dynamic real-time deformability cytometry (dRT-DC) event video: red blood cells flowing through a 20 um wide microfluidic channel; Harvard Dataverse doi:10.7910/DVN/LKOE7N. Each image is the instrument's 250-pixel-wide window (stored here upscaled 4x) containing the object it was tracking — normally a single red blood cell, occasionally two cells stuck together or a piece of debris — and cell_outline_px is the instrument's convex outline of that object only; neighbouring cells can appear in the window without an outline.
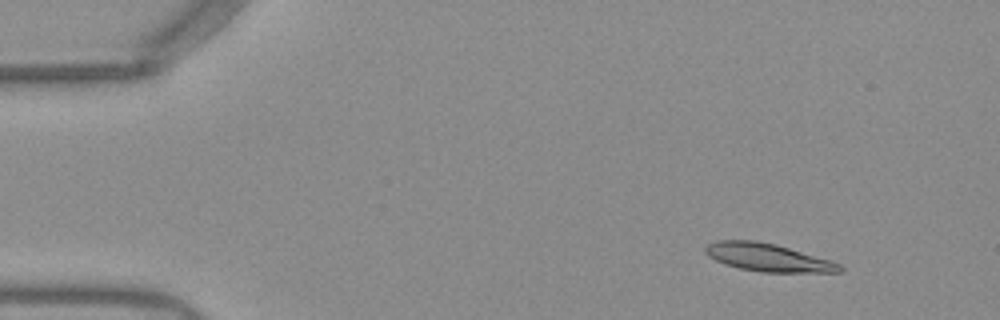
{"species": "Egyptian fruit bat (a non-hibernating species)", "species_latin": "Rousettus aegyptiacus", "temperature_condition": "warm", "stored_images_in_passage": 52, "camera_frame_rate_fps": 3000, "um_per_image_px": 0.085, "frame": {"image": 1, "passage_image": 6, "time_ms": 1.667, "image_size_px": [1000, 320], "cell_outline_px": [[844, 268], [840, 272], [760, 272], [740, 268], [724, 264], [708, 256], [704, 252], [704, 248], [708, 244], [716, 240], [756, 240], [776, 244], [828, 260], [840, 264]], "centroid_in_image_um": [65.21, 21.88], "position_along_channel_um": 19.8, "area_um2": 21.68}}
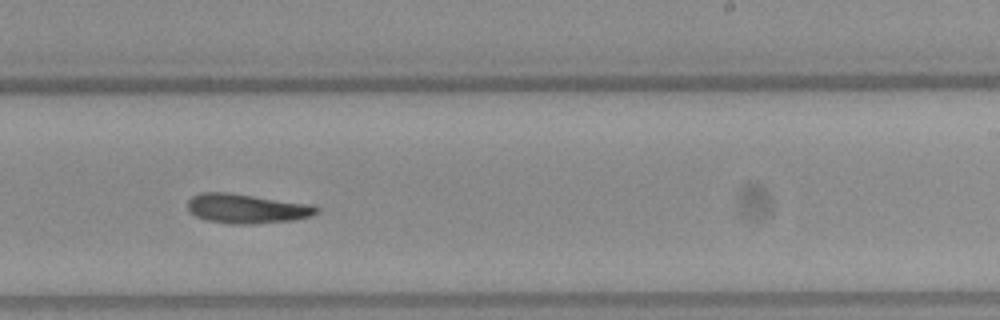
{"frame": {"image": 2, "passage_image": 32, "time_ms": 10.333, "image_size_px": [1000, 320], "cell_outline_px": [[320, 212], [296, 220], [252, 224], [232, 224], [208, 220], [196, 216], [188, 208], [188, 200], [192, 196], [200, 192], [228, 192], [312, 204], [320, 208]], "centroid_in_image_um": [21.01, 17.72], "position_along_channel_um": 268.0, "area_um2": 22.2}}
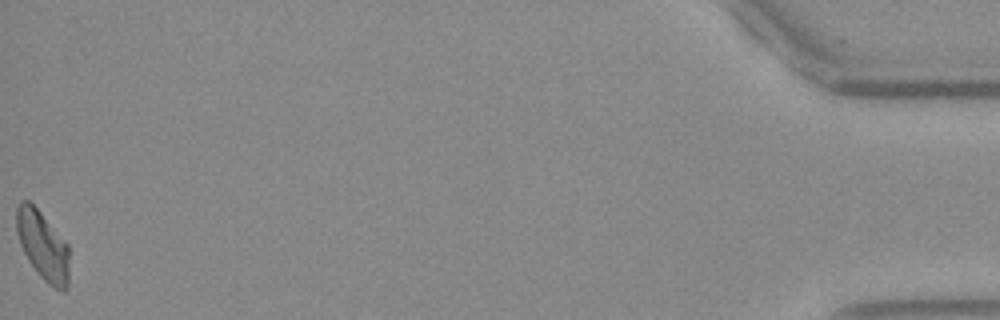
{"frame": {"image": 3, "passage_image": 52, "time_ms": 17.0, "image_size_px": [1000, 320], "cell_outline_px": [[68, 288], [64, 292], [60, 292], [48, 284], [40, 276], [28, 260], [20, 244], [16, 232], [16, 208], [20, 200], [28, 200], [40, 212], [68, 244]], "centroid_in_image_um": [3.63, 20.89], "position_along_channel_um": 431.6, "area_um2": 21.21}}